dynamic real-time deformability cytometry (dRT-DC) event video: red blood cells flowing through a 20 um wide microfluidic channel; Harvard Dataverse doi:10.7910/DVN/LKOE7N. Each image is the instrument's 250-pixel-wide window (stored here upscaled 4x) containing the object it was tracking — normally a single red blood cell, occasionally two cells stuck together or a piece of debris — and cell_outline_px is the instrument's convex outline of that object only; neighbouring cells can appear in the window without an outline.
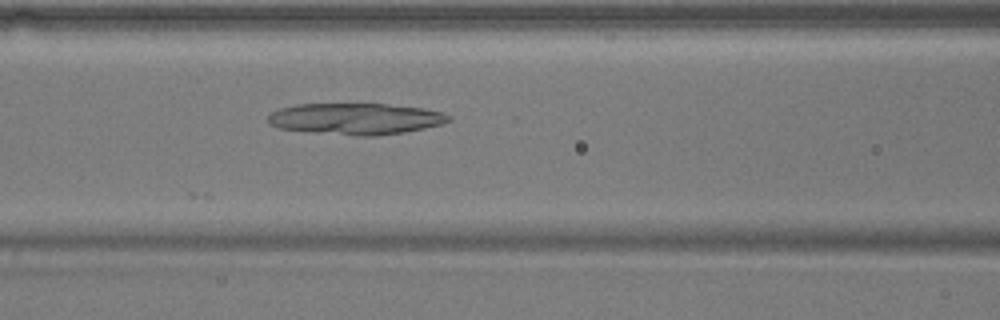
{"species": "common noctule bat (a hibernating species)", "species_latin": "Nyctalus noctula", "temperature_condition": "warm", "stored_images_in_passage": 51, "camera_frame_rate_fps": 3000, "um_per_image_px": 0.085, "animal": {"sex": "male", "body_mass_g": 17.9}, "frame": {"image": 1, "passage_image": 22, "time_ms": 7.0, "image_size_px": [1000, 320], "cell_outline_px": [[452, 120], [440, 124], [424, 128], [404, 132], [376, 136], [356, 136], [312, 132], [280, 128], [272, 124], [268, 120], [268, 116], [272, 112], [280, 108], [296, 104], [388, 104], [424, 108], [444, 112], [452, 116]], "centroid_in_image_um": [30.28, 10.09], "position_along_channel_um": 136.3, "area_um2": 33.06}}
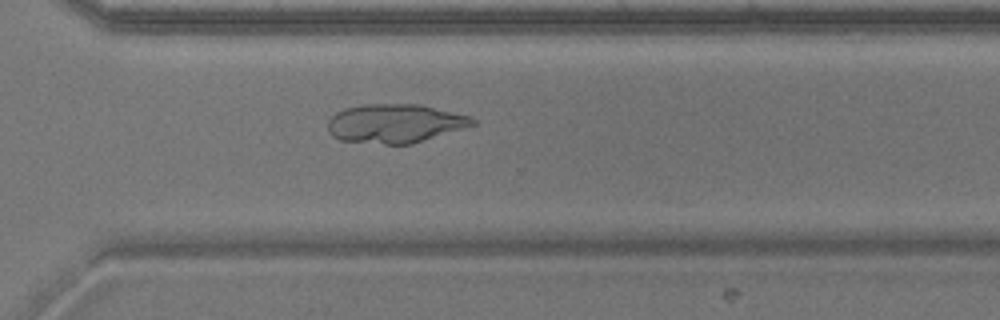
{"frame": {"image": 2, "passage_image": 38, "time_ms": 12.333, "image_size_px": [1000, 320], "cell_outline_px": [[476, 124], [412, 144], [384, 144], [340, 140], [332, 136], [328, 132], [328, 120], [336, 112], [344, 108], [364, 104], [420, 104], [468, 116], [476, 120]], "centroid_in_image_um": [33.53, 10.49], "position_along_channel_um": 337.1, "area_um2": 32.66}}
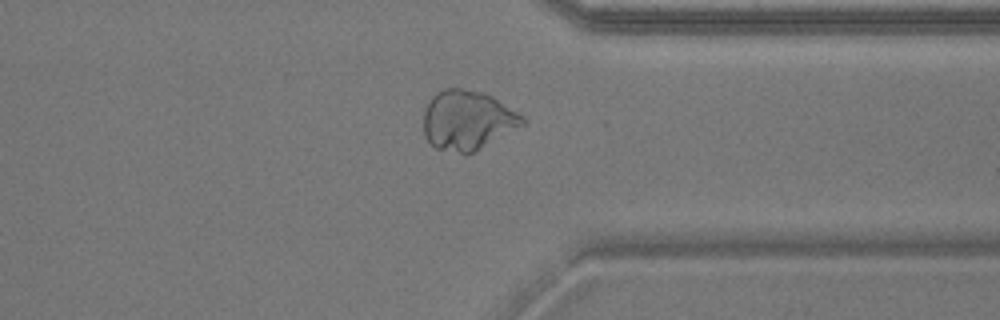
{"frame": {"image": 3, "passage_image": 41, "time_ms": 13.333, "image_size_px": [1000, 320], "cell_outline_px": [[528, 120], [524, 124], [472, 152], [460, 152], [436, 148], [424, 136], [424, 112], [432, 96], [436, 92], [444, 88], [460, 88], [480, 92], [492, 96], [524, 116]], "centroid_in_image_um": [39.73, 10.18], "position_along_channel_um": 371.7, "area_um2": 33.7}}